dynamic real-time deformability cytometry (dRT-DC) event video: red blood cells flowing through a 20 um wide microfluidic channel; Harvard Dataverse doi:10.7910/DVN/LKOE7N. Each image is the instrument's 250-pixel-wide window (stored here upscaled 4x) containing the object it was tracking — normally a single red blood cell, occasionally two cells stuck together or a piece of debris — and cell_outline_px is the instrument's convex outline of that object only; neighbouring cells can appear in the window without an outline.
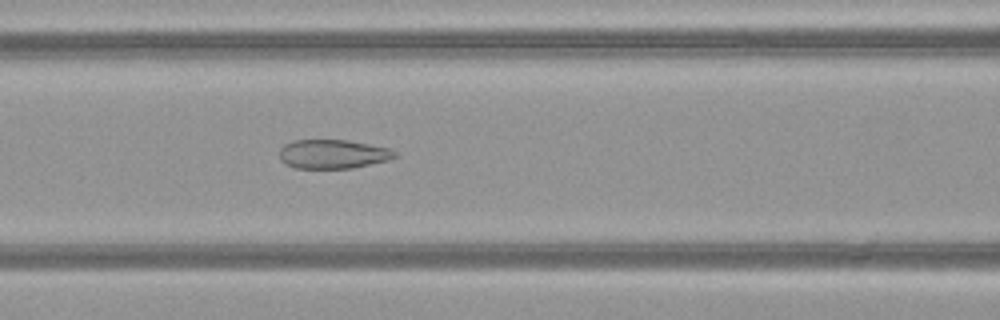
{"species": "common noctule bat (a hibernating species)", "species_latin": "Nyctalus noctula", "temperature_condition": "warm", "stored_images_in_passage": 41, "camera_frame_rate_fps": 3000, "um_per_image_px": 0.085, "animal": {"sex": "female", "body_mass_g": 21.9}, "frame": {"image": 1, "passage_image": 13, "time_ms": 4.0, "image_size_px": [1000, 320], "cell_outline_px": [[400, 156], [388, 160], [352, 168], [296, 168], [280, 160], [280, 148], [284, 144], [292, 140], [348, 140], [388, 148], [396, 152]], "centroid_in_image_um": [28.3, 13.09], "position_along_channel_um": 138.3, "area_um2": 19.48}}
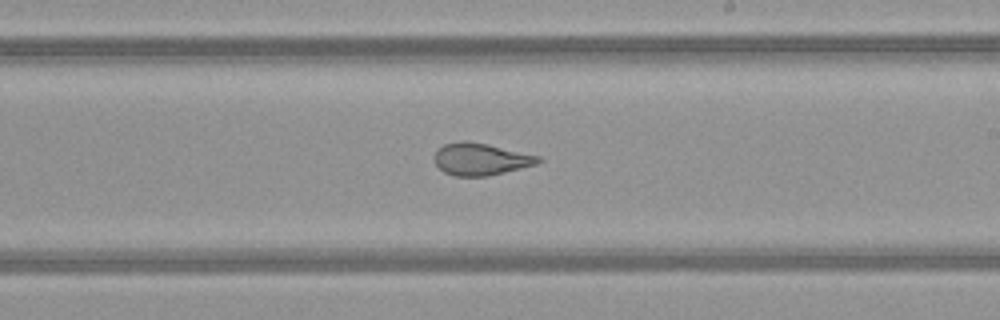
{"frame": {"image": 2, "passage_image": 21, "time_ms": 6.667, "image_size_px": [1000, 320], "cell_outline_px": [[544, 160], [536, 164], [488, 176], [456, 176], [444, 172], [436, 164], [436, 152], [444, 144], [460, 140], [464, 140], [488, 144], [540, 156]], "centroid_in_image_um": [40.89, 13.52], "position_along_channel_um": 248.1, "area_um2": 19.25}}
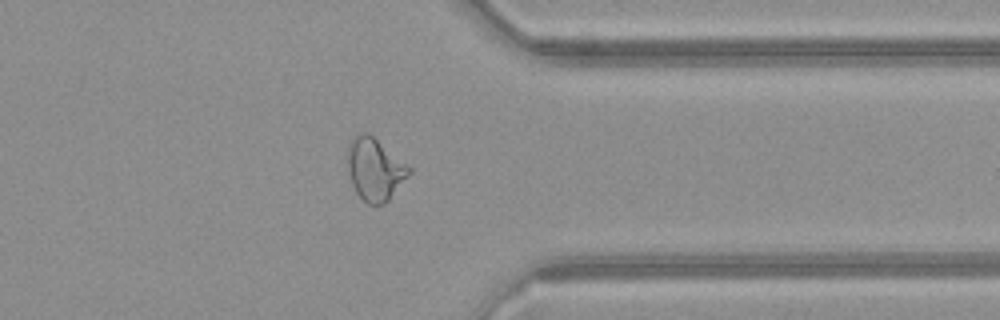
{"frame": {"image": 3, "passage_image": 31, "time_ms": 10.0, "image_size_px": [1000, 320], "cell_outline_px": [[412, 172], [388, 200], [384, 204], [368, 204], [356, 192], [352, 184], [348, 172], [348, 144], [356, 132], [368, 132], [408, 164], [412, 168]], "centroid_in_image_um": [31.87, 14.35], "position_along_channel_um": 379.5, "area_um2": 22.43}, "authors_computed_cell_mechanics": {"area_um2": 22.4264, "velocity_mm_per_s": 4.1146, "shape_relaxation_time_tau1_ms": null, "shape_relaxation_time_tau2_ms": 0.9417, "deformation_change_tau1": null, "deformation_change_tau2": 0.0815}}